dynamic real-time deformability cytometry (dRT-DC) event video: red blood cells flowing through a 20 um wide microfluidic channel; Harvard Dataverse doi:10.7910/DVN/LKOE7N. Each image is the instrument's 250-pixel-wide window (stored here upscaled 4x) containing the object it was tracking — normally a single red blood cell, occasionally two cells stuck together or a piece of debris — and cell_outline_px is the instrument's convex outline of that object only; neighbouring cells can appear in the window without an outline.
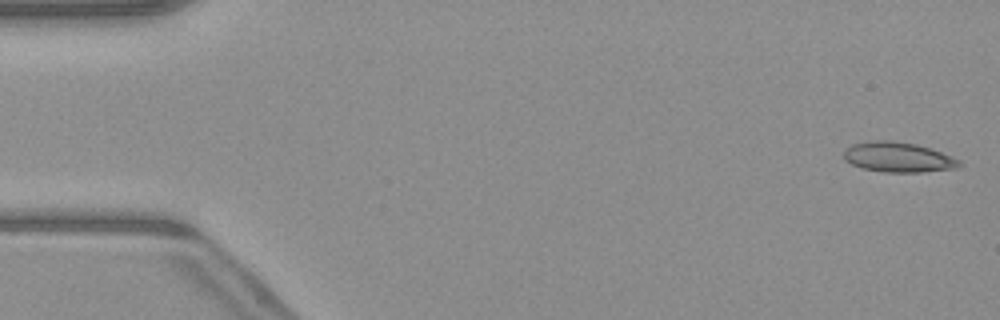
{"species": "common noctule bat (a hibernating species)", "species_latin": "Nyctalus noctula", "temperature_condition": "warm", "stored_images_in_passage": 50, "camera_frame_rate_fps": 3000, "um_per_image_px": 0.085, "animal": {"sex": "male", "body_mass_g": 23.1, "forearm_length_mm": 52.7}, "frame": {"image": 1, "passage_image": 1, "time_ms": 0.0, "image_size_px": [1000, 320], "cell_outline_px": [[964, 164], [956, 168], [920, 172], [884, 172], [864, 168], [852, 164], [844, 160], [844, 152], [852, 144], [872, 140], [892, 140], [916, 144], [932, 148], [952, 156], [960, 160]], "centroid_in_image_um": [76.38, 13.35], "position_along_channel_um": 8.6, "area_um2": 20.29}}
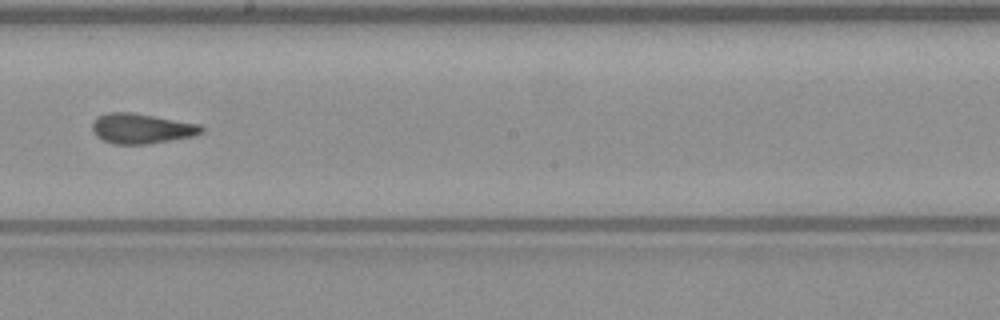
{"frame": {"image": 2, "passage_image": 28, "time_ms": 9.0, "image_size_px": [1000, 320], "cell_outline_px": [[204, 132], [192, 136], [148, 144], [112, 144], [96, 136], [92, 132], [92, 120], [108, 112], [132, 112], [200, 124], [204, 128]], "centroid_in_image_um": [12.01, 10.92], "position_along_channel_um": 236.2, "area_um2": 19.19}}
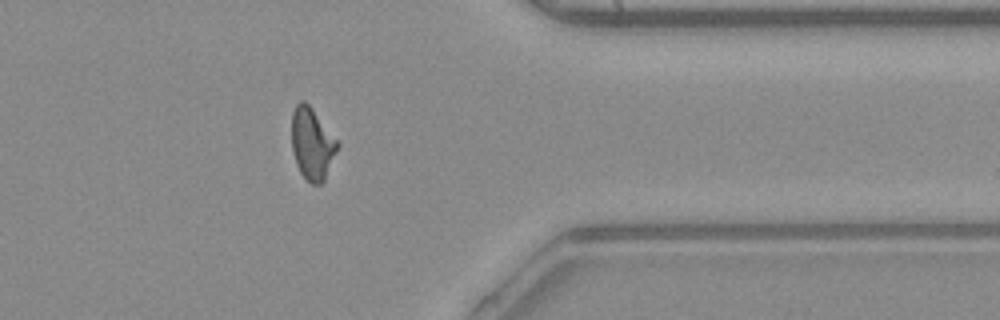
{"frame": {"image": 3, "passage_image": 40, "time_ms": 13.0, "image_size_px": [1000, 320], "cell_outline_px": [[340, 144], [324, 180], [320, 184], [312, 184], [300, 172], [296, 164], [292, 148], [292, 112], [296, 104], [300, 100], [304, 100], [312, 108]], "centroid_in_image_um": [26.52, 12.2], "position_along_channel_um": 384.9, "area_um2": 18.96}, "authors_computed_cell_mechanics": {"area_um2": 19.1607, "velocity_mm_per_s": 4.108, "shape_relaxation_time_tau1_ms": 8.3223, "shape_relaxation_time_tau2_ms": 1.6537, "deformation_change_tau1": 0.2367, "deformation_change_tau2": 0.1015}}